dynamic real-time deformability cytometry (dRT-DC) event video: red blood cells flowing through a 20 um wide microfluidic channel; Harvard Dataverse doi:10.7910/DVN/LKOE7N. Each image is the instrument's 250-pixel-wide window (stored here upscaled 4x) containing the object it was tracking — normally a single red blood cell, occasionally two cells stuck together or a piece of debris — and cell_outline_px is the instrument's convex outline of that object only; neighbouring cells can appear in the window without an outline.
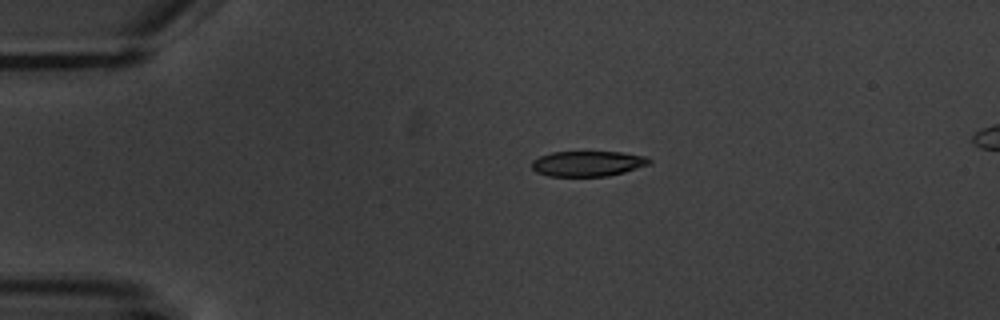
{"species": "common noctule bat (a hibernating species)", "species_latin": "Nyctalus noctula", "temperature_condition": "warm", "stored_images_in_passage": 3, "camera_frame_rate_fps": 3000, "um_per_image_px": 0.085, "animal": {"sex": "male", "body_mass_g": 20.1, "forearm_length_mm": 53.5}, "frame": {"image": 1, "passage_image": 1, "time_ms": 0.0, "image_size_px": [1000, 320], "cell_outline_px": [[652, 164], [624, 172], [608, 176], [548, 176], [536, 172], [532, 168], [532, 160], [540, 156], [552, 152], [620, 152], [644, 156], [652, 160]], "centroid_in_image_um": [49.97, 13.91], "position_along_channel_um": 35.0, "area_um2": 17.4}}